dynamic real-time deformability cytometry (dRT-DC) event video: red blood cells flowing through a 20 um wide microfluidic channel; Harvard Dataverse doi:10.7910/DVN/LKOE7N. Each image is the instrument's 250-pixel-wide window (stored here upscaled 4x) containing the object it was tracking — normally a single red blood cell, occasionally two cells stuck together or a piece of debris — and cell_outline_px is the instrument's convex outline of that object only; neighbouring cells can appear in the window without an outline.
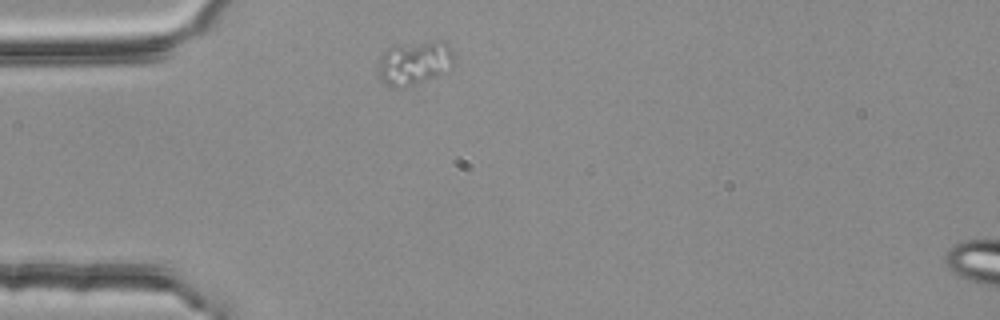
{"species": "common noctule bat (a hibernating species)", "species_latin": "Nyctalus noctula", "temperature_condition": "room temperature", "stored_images_in_passage": 2, "segment_of_instrument_passage": [1, 2], "camera_frame_rate_fps": 3000, "um_per_image_px": 0.085, "animal": {"sex": "female", "body_mass_g": 25.1}, "frame": {"image": 1, "passage_image": 1, "time_ms": 0.0, "image_size_px": [1000, 320], "cell_outline_px": [[456, 56], [452, 68], [436, 76], [400, 88], [392, 88], [384, 84], [380, 80], [380, 56], [388, 48], [396, 44], [436, 40], [448, 44], [452, 48]], "centroid_in_image_um": [35.27, 5.32], "position_along_channel_um": 49.7, "area_um2": 19.59}}